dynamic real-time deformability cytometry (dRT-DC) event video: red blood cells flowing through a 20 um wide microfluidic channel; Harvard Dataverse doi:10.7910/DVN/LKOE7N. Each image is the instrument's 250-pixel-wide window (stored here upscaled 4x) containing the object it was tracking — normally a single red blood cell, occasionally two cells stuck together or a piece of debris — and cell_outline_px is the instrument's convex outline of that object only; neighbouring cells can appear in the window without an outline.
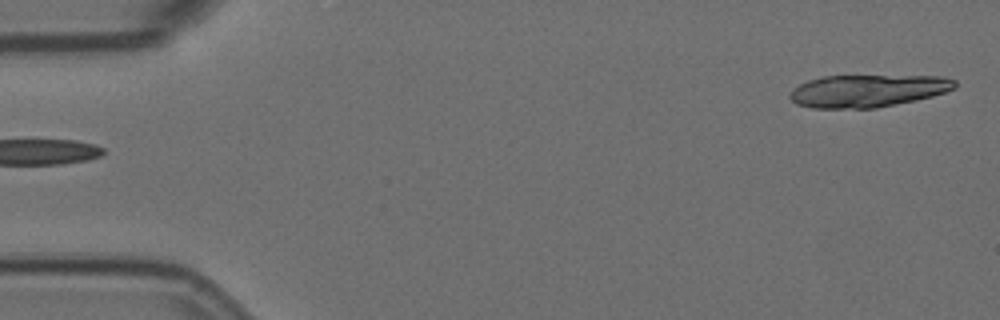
{"species": "Egyptian fruit bat (a non-hibernating species)", "species_latin": "Rousettus aegyptiacus", "temperature_condition": "room temperature", "stored_images_in_passage": 8, "segment_of_instrument_passage": [1, 2], "camera_frame_rate_fps": 3000, "um_per_image_px": 0.085, "animal": {"sex": "female"}, "frame": {"image": 1, "passage_image": 1, "time_ms": 0.0, "image_size_px": [1000, 320], "cell_outline_px": [[956, 88], [932, 96], [916, 100], [876, 108], [812, 108], [796, 104], [788, 96], [792, 88], [808, 80], [824, 76], [944, 76], [956, 80]], "centroid_in_image_um": [73.74, 7.72], "position_along_channel_um": 11.3, "area_um2": 31.27}}